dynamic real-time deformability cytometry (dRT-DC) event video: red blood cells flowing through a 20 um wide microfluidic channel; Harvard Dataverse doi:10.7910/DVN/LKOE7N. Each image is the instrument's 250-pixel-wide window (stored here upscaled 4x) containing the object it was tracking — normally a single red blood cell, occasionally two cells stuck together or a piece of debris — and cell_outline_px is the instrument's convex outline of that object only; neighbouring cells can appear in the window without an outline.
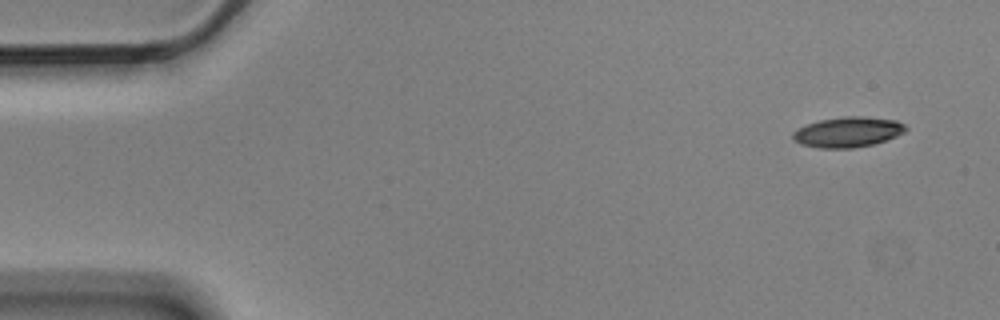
{"species": "Egyptian fruit bat (a non-hibernating species)", "species_latin": "Rousettus aegyptiacus", "temperature_condition": "cold", "stored_images_in_passage": 5, "camera_frame_rate_fps": 3000, "um_per_image_px": 0.085, "animal": {"sex": "male"}, "frame": {"image": 1, "passage_image": 1, "time_ms": 0.0, "image_size_px": [1000, 320], "cell_outline_px": [[908, 128], [904, 132], [896, 136], [872, 144], [852, 148], [820, 148], [800, 144], [792, 140], [792, 132], [808, 124], [820, 120], [844, 116], [864, 116], [896, 120], [904, 124]], "centroid_in_image_um": [72.05, 11.22], "position_along_channel_um": 12.9, "area_um2": 19.83}}
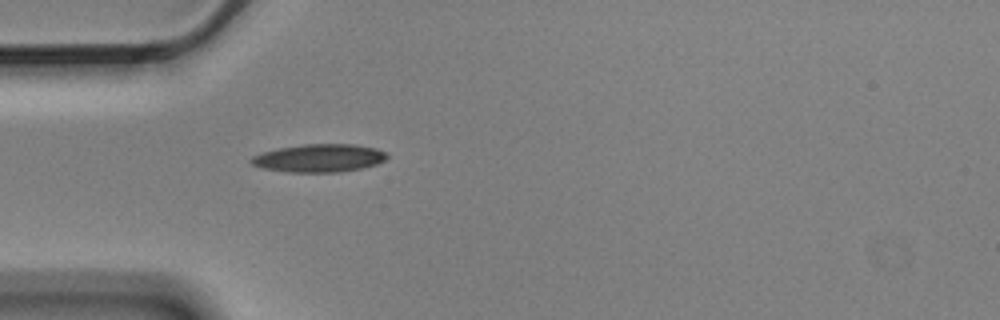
{"frame": {"image": 2, "passage_image": 5, "time_ms": 1.333, "image_size_px": [1000, 320], "cell_outline_px": [[388, 156], [384, 160], [376, 164], [360, 168], [340, 172], [288, 172], [264, 168], [252, 164], [248, 160], [252, 156], [264, 152], [280, 148], [304, 144], [352, 144], [376, 148], [384, 152]], "centroid_in_image_um": [27.12, 13.44], "position_along_channel_um": 57.9, "area_um2": 21.91}}